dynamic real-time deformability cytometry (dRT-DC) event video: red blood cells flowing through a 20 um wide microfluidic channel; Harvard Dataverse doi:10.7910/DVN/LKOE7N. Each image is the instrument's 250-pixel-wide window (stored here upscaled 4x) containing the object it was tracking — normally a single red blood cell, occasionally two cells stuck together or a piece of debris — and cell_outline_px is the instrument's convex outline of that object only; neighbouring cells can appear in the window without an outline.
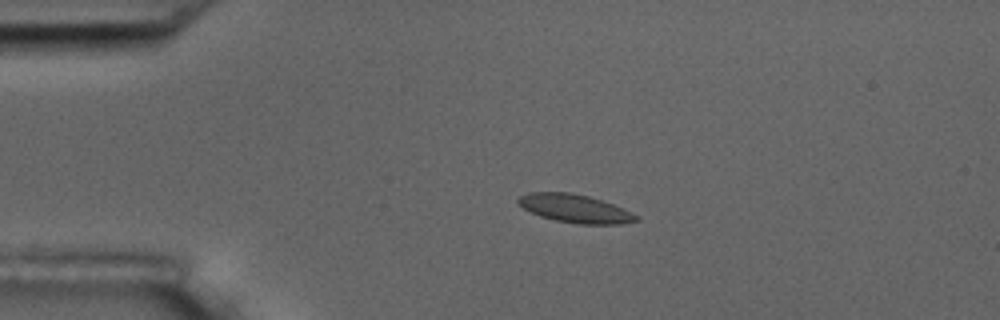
{"species": "common noctule bat (a hibernating species)", "species_latin": "Nyctalus noctula", "temperature_condition": "room temperature", "stored_images_in_passage": 44, "camera_frame_rate_fps": 3000, "um_per_image_px": 0.085, "animal": {"sex": "male", "body_mass_g": 17.5, "forearm_length_mm": 52.3}, "frame": {"image": 1, "passage_image": 1, "time_ms": 0.0, "image_size_px": [1000, 320], "cell_outline_px": [[640, 220], [620, 224], [576, 224], [556, 220], [540, 216], [516, 204], [516, 200], [520, 196], [528, 192], [572, 192], [588, 196], [624, 208], [640, 216]], "centroid_in_image_um": [48.88, 17.72], "position_along_channel_um": 36.1, "area_um2": 19.54}}
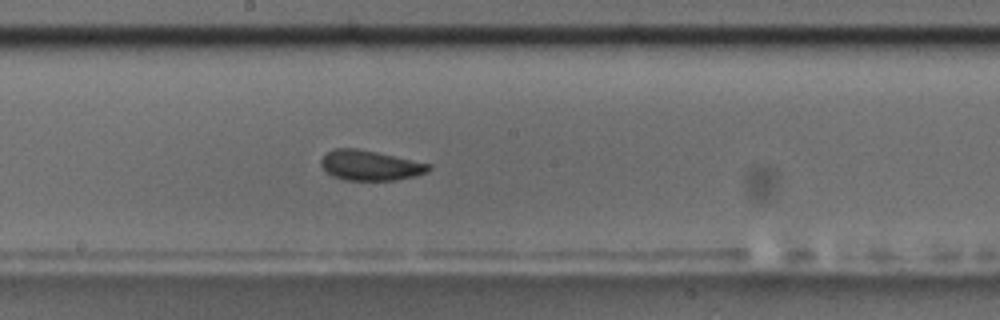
{"frame": {"image": 2, "passage_image": 19, "time_ms": 6.0, "image_size_px": [1000, 320], "cell_outline_px": [[432, 168], [428, 172], [416, 176], [396, 180], [344, 180], [332, 176], [320, 164], [320, 160], [332, 148], [356, 148], [376, 152], [432, 164]], "centroid_in_image_um": [31.49, 14.06], "position_along_channel_um": 216.7, "area_um2": 18.9}}
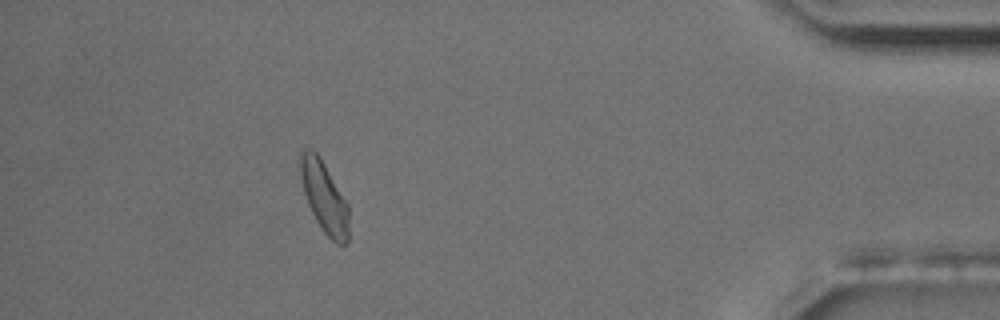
{"frame": {"image": 3, "passage_image": 39, "time_ms": 12.667, "image_size_px": [1000, 320], "cell_outline_px": [[348, 244], [336, 244], [324, 232], [316, 220], [308, 204], [304, 192], [296, 164], [296, 160], [300, 148], [312, 148], [320, 156], [348, 204]], "centroid_in_image_um": [27.49, 16.64], "position_along_channel_um": 407.7, "area_um2": 20.63}, "authors_computed_cell_mechanics": {"area_um2": 19.2474, "velocity_mm_per_s": 3.63, "shape_relaxation_time_tau1_ms": null, "shape_relaxation_time_tau2_ms": 3.1801, "deformation_change_tau1": null, "deformation_change_tau2": 0.0957}}